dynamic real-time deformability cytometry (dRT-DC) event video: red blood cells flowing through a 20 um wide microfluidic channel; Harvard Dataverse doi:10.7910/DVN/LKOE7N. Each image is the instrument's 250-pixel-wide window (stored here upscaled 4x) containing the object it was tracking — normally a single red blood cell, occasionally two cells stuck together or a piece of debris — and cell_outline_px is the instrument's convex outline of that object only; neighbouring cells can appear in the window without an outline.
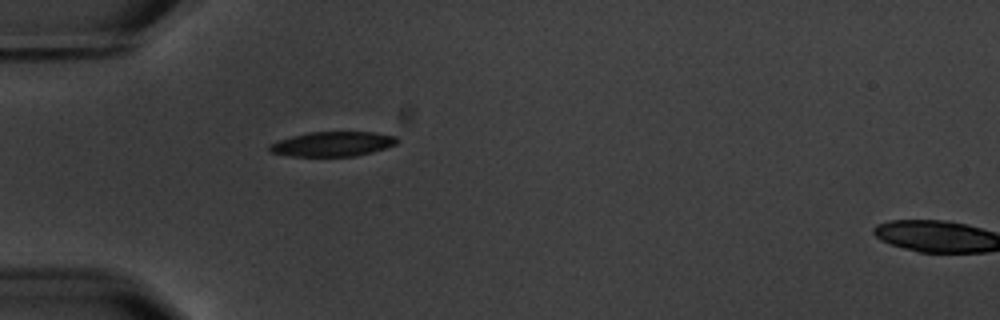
{"species": "common noctule bat (a hibernating species)", "species_latin": "Nyctalus noctula", "temperature_condition": "warm", "stored_images_in_passage": 2, "segment_of_instrument_passage": [1, 2], "camera_frame_rate_fps": 3000, "um_per_image_px": 0.085, "animal": {"sex": "male", "body_mass_g": 20.1, "forearm_length_mm": 53.5}, "frame": {"image": 1, "passage_image": 1, "time_ms": 0.0, "image_size_px": [1000, 320], "cell_outline_px": [[400, 140], [396, 144], [372, 152], [356, 156], [292, 156], [268, 152], [268, 144], [292, 136], [308, 132], [372, 132], [396, 136]], "centroid_in_image_um": [28.25, 12.24], "position_along_channel_um": 56.7, "area_um2": 18.38}}